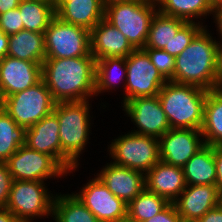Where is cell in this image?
<instances>
[{"mask_svg":"<svg viewBox=\"0 0 222 222\" xmlns=\"http://www.w3.org/2000/svg\"><path fill=\"white\" fill-rule=\"evenodd\" d=\"M95 78L96 60L91 53L42 63V79L56 103L90 100L95 96Z\"/></svg>","mask_w":222,"mask_h":222,"instance_id":"1","label":"cell"},{"mask_svg":"<svg viewBox=\"0 0 222 222\" xmlns=\"http://www.w3.org/2000/svg\"><path fill=\"white\" fill-rule=\"evenodd\" d=\"M206 28L175 57L172 82L215 90L216 51L220 41H216Z\"/></svg>","mask_w":222,"mask_h":222,"instance_id":"2","label":"cell"},{"mask_svg":"<svg viewBox=\"0 0 222 222\" xmlns=\"http://www.w3.org/2000/svg\"><path fill=\"white\" fill-rule=\"evenodd\" d=\"M89 100L55 103L53 113L59 121L61 143V167L72 173L79 166L91 133ZM90 126V127H89Z\"/></svg>","mask_w":222,"mask_h":222,"instance_id":"3","label":"cell"},{"mask_svg":"<svg viewBox=\"0 0 222 222\" xmlns=\"http://www.w3.org/2000/svg\"><path fill=\"white\" fill-rule=\"evenodd\" d=\"M207 93L197 86L167 81L158 98L170 128L201 130Z\"/></svg>","mask_w":222,"mask_h":222,"instance_id":"4","label":"cell"},{"mask_svg":"<svg viewBox=\"0 0 222 222\" xmlns=\"http://www.w3.org/2000/svg\"><path fill=\"white\" fill-rule=\"evenodd\" d=\"M158 11L151 0H118L105 4V19L117 28L135 49H144L151 21Z\"/></svg>","mask_w":222,"mask_h":222,"instance_id":"5","label":"cell"},{"mask_svg":"<svg viewBox=\"0 0 222 222\" xmlns=\"http://www.w3.org/2000/svg\"><path fill=\"white\" fill-rule=\"evenodd\" d=\"M55 101L43 79L35 85L7 96L0 101L1 108L26 129L53 112Z\"/></svg>","mask_w":222,"mask_h":222,"instance_id":"6","label":"cell"},{"mask_svg":"<svg viewBox=\"0 0 222 222\" xmlns=\"http://www.w3.org/2000/svg\"><path fill=\"white\" fill-rule=\"evenodd\" d=\"M46 187L42 181L13 180L5 208L12 212L19 222H32L35 217H52L55 194Z\"/></svg>","mask_w":222,"mask_h":222,"instance_id":"7","label":"cell"},{"mask_svg":"<svg viewBox=\"0 0 222 222\" xmlns=\"http://www.w3.org/2000/svg\"><path fill=\"white\" fill-rule=\"evenodd\" d=\"M109 156L116 165L124 166L146 174L159 158V139L128 132L111 142Z\"/></svg>","mask_w":222,"mask_h":222,"instance_id":"8","label":"cell"},{"mask_svg":"<svg viewBox=\"0 0 222 222\" xmlns=\"http://www.w3.org/2000/svg\"><path fill=\"white\" fill-rule=\"evenodd\" d=\"M46 59L83 57L91 53L90 31L56 15L44 32Z\"/></svg>","mask_w":222,"mask_h":222,"instance_id":"9","label":"cell"},{"mask_svg":"<svg viewBox=\"0 0 222 222\" xmlns=\"http://www.w3.org/2000/svg\"><path fill=\"white\" fill-rule=\"evenodd\" d=\"M127 76L122 105L134 98L157 96L167 82L144 49H135L126 57Z\"/></svg>","mask_w":222,"mask_h":222,"instance_id":"10","label":"cell"},{"mask_svg":"<svg viewBox=\"0 0 222 222\" xmlns=\"http://www.w3.org/2000/svg\"><path fill=\"white\" fill-rule=\"evenodd\" d=\"M5 163L13 180L45 182L68 174L50 155L29 149L26 145L20 146Z\"/></svg>","mask_w":222,"mask_h":222,"instance_id":"11","label":"cell"},{"mask_svg":"<svg viewBox=\"0 0 222 222\" xmlns=\"http://www.w3.org/2000/svg\"><path fill=\"white\" fill-rule=\"evenodd\" d=\"M100 222L127 220V204L117 198L96 176L75 194Z\"/></svg>","mask_w":222,"mask_h":222,"instance_id":"12","label":"cell"},{"mask_svg":"<svg viewBox=\"0 0 222 222\" xmlns=\"http://www.w3.org/2000/svg\"><path fill=\"white\" fill-rule=\"evenodd\" d=\"M122 107L137 127L132 133L153 136L159 139L170 129V124L158 95L134 98L125 102Z\"/></svg>","mask_w":222,"mask_h":222,"instance_id":"13","label":"cell"},{"mask_svg":"<svg viewBox=\"0 0 222 222\" xmlns=\"http://www.w3.org/2000/svg\"><path fill=\"white\" fill-rule=\"evenodd\" d=\"M205 145L201 130L170 128L159 138L161 161L183 167Z\"/></svg>","mask_w":222,"mask_h":222,"instance_id":"14","label":"cell"},{"mask_svg":"<svg viewBox=\"0 0 222 222\" xmlns=\"http://www.w3.org/2000/svg\"><path fill=\"white\" fill-rule=\"evenodd\" d=\"M42 79V64L5 56L0 58V101Z\"/></svg>","mask_w":222,"mask_h":222,"instance_id":"15","label":"cell"},{"mask_svg":"<svg viewBox=\"0 0 222 222\" xmlns=\"http://www.w3.org/2000/svg\"><path fill=\"white\" fill-rule=\"evenodd\" d=\"M99 172L94 176L127 205L145 189V174L141 171L110 162Z\"/></svg>","mask_w":222,"mask_h":222,"instance_id":"16","label":"cell"},{"mask_svg":"<svg viewBox=\"0 0 222 222\" xmlns=\"http://www.w3.org/2000/svg\"><path fill=\"white\" fill-rule=\"evenodd\" d=\"M221 199L216 185H186L173 204L181 219L198 220Z\"/></svg>","mask_w":222,"mask_h":222,"instance_id":"17","label":"cell"},{"mask_svg":"<svg viewBox=\"0 0 222 222\" xmlns=\"http://www.w3.org/2000/svg\"><path fill=\"white\" fill-rule=\"evenodd\" d=\"M91 54L95 60L102 58H126L135 48L127 38L105 18L91 31Z\"/></svg>","mask_w":222,"mask_h":222,"instance_id":"18","label":"cell"},{"mask_svg":"<svg viewBox=\"0 0 222 222\" xmlns=\"http://www.w3.org/2000/svg\"><path fill=\"white\" fill-rule=\"evenodd\" d=\"M145 188L173 203L186 188L183 168L160 160L145 174Z\"/></svg>","mask_w":222,"mask_h":222,"instance_id":"19","label":"cell"},{"mask_svg":"<svg viewBox=\"0 0 222 222\" xmlns=\"http://www.w3.org/2000/svg\"><path fill=\"white\" fill-rule=\"evenodd\" d=\"M59 121L52 112L26 129L25 145L29 149L50 155L61 166Z\"/></svg>","mask_w":222,"mask_h":222,"instance_id":"20","label":"cell"},{"mask_svg":"<svg viewBox=\"0 0 222 222\" xmlns=\"http://www.w3.org/2000/svg\"><path fill=\"white\" fill-rule=\"evenodd\" d=\"M56 16L91 31L105 18V3L102 0H70L56 12Z\"/></svg>","mask_w":222,"mask_h":222,"instance_id":"21","label":"cell"},{"mask_svg":"<svg viewBox=\"0 0 222 222\" xmlns=\"http://www.w3.org/2000/svg\"><path fill=\"white\" fill-rule=\"evenodd\" d=\"M7 56L42 64L46 59L45 34L23 29L9 35Z\"/></svg>","mask_w":222,"mask_h":222,"instance_id":"22","label":"cell"},{"mask_svg":"<svg viewBox=\"0 0 222 222\" xmlns=\"http://www.w3.org/2000/svg\"><path fill=\"white\" fill-rule=\"evenodd\" d=\"M182 168L186 185H216L214 146L205 144Z\"/></svg>","mask_w":222,"mask_h":222,"instance_id":"23","label":"cell"},{"mask_svg":"<svg viewBox=\"0 0 222 222\" xmlns=\"http://www.w3.org/2000/svg\"><path fill=\"white\" fill-rule=\"evenodd\" d=\"M186 23L183 19L157 11L151 21L144 48L164 50L171 55V41Z\"/></svg>","mask_w":222,"mask_h":222,"instance_id":"24","label":"cell"},{"mask_svg":"<svg viewBox=\"0 0 222 222\" xmlns=\"http://www.w3.org/2000/svg\"><path fill=\"white\" fill-rule=\"evenodd\" d=\"M201 133L206 145L222 146V92L220 90H210L207 93Z\"/></svg>","mask_w":222,"mask_h":222,"instance_id":"25","label":"cell"},{"mask_svg":"<svg viewBox=\"0 0 222 222\" xmlns=\"http://www.w3.org/2000/svg\"><path fill=\"white\" fill-rule=\"evenodd\" d=\"M52 217L55 222H100L75 193L55 195Z\"/></svg>","mask_w":222,"mask_h":222,"instance_id":"26","label":"cell"},{"mask_svg":"<svg viewBox=\"0 0 222 222\" xmlns=\"http://www.w3.org/2000/svg\"><path fill=\"white\" fill-rule=\"evenodd\" d=\"M18 8L25 30L44 33L56 15L51 0H21Z\"/></svg>","mask_w":222,"mask_h":222,"instance_id":"27","label":"cell"},{"mask_svg":"<svg viewBox=\"0 0 222 222\" xmlns=\"http://www.w3.org/2000/svg\"><path fill=\"white\" fill-rule=\"evenodd\" d=\"M117 73L118 75H116ZM126 76V58L115 57L96 60L95 96L105 91L109 92L110 89L113 90L115 86L119 85V82L121 84L124 79L126 81Z\"/></svg>","mask_w":222,"mask_h":222,"instance_id":"28","label":"cell"},{"mask_svg":"<svg viewBox=\"0 0 222 222\" xmlns=\"http://www.w3.org/2000/svg\"><path fill=\"white\" fill-rule=\"evenodd\" d=\"M156 2L160 13L187 22H195V18L205 19L213 11L206 0H157Z\"/></svg>","mask_w":222,"mask_h":222,"instance_id":"29","label":"cell"},{"mask_svg":"<svg viewBox=\"0 0 222 222\" xmlns=\"http://www.w3.org/2000/svg\"><path fill=\"white\" fill-rule=\"evenodd\" d=\"M26 128L19 126L0 106V162L5 163L25 145Z\"/></svg>","mask_w":222,"mask_h":222,"instance_id":"30","label":"cell"},{"mask_svg":"<svg viewBox=\"0 0 222 222\" xmlns=\"http://www.w3.org/2000/svg\"><path fill=\"white\" fill-rule=\"evenodd\" d=\"M169 202L146 188L127 205L129 222H144L161 212Z\"/></svg>","mask_w":222,"mask_h":222,"instance_id":"31","label":"cell"},{"mask_svg":"<svg viewBox=\"0 0 222 222\" xmlns=\"http://www.w3.org/2000/svg\"><path fill=\"white\" fill-rule=\"evenodd\" d=\"M204 27L202 21L187 22L171 41V56L176 57L183 52Z\"/></svg>","mask_w":222,"mask_h":222,"instance_id":"32","label":"cell"},{"mask_svg":"<svg viewBox=\"0 0 222 222\" xmlns=\"http://www.w3.org/2000/svg\"><path fill=\"white\" fill-rule=\"evenodd\" d=\"M151 62L166 81H172L175 70V57L164 50L144 48Z\"/></svg>","mask_w":222,"mask_h":222,"instance_id":"33","label":"cell"},{"mask_svg":"<svg viewBox=\"0 0 222 222\" xmlns=\"http://www.w3.org/2000/svg\"><path fill=\"white\" fill-rule=\"evenodd\" d=\"M0 28L7 35L18 33L24 29L19 8L9 10L0 15Z\"/></svg>","mask_w":222,"mask_h":222,"instance_id":"34","label":"cell"},{"mask_svg":"<svg viewBox=\"0 0 222 222\" xmlns=\"http://www.w3.org/2000/svg\"><path fill=\"white\" fill-rule=\"evenodd\" d=\"M12 181L13 179L6 163L0 162V208L7 205Z\"/></svg>","mask_w":222,"mask_h":222,"instance_id":"35","label":"cell"},{"mask_svg":"<svg viewBox=\"0 0 222 222\" xmlns=\"http://www.w3.org/2000/svg\"><path fill=\"white\" fill-rule=\"evenodd\" d=\"M181 218L173 203H169L161 212L144 222H180Z\"/></svg>","mask_w":222,"mask_h":222,"instance_id":"36","label":"cell"},{"mask_svg":"<svg viewBox=\"0 0 222 222\" xmlns=\"http://www.w3.org/2000/svg\"><path fill=\"white\" fill-rule=\"evenodd\" d=\"M214 158L216 164V186L222 197V146H214Z\"/></svg>","mask_w":222,"mask_h":222,"instance_id":"37","label":"cell"},{"mask_svg":"<svg viewBox=\"0 0 222 222\" xmlns=\"http://www.w3.org/2000/svg\"><path fill=\"white\" fill-rule=\"evenodd\" d=\"M222 88V43L219 42L216 51L215 90Z\"/></svg>","mask_w":222,"mask_h":222,"instance_id":"38","label":"cell"},{"mask_svg":"<svg viewBox=\"0 0 222 222\" xmlns=\"http://www.w3.org/2000/svg\"><path fill=\"white\" fill-rule=\"evenodd\" d=\"M197 222H222V202L210 209Z\"/></svg>","mask_w":222,"mask_h":222,"instance_id":"39","label":"cell"},{"mask_svg":"<svg viewBox=\"0 0 222 222\" xmlns=\"http://www.w3.org/2000/svg\"><path fill=\"white\" fill-rule=\"evenodd\" d=\"M212 15H213V19L215 18V21H214L216 23L215 26H217V31L222 40V5L213 8Z\"/></svg>","mask_w":222,"mask_h":222,"instance_id":"40","label":"cell"},{"mask_svg":"<svg viewBox=\"0 0 222 222\" xmlns=\"http://www.w3.org/2000/svg\"><path fill=\"white\" fill-rule=\"evenodd\" d=\"M20 1L21 0H0V15L18 8Z\"/></svg>","mask_w":222,"mask_h":222,"instance_id":"41","label":"cell"},{"mask_svg":"<svg viewBox=\"0 0 222 222\" xmlns=\"http://www.w3.org/2000/svg\"><path fill=\"white\" fill-rule=\"evenodd\" d=\"M9 35L0 28V58L7 56Z\"/></svg>","mask_w":222,"mask_h":222,"instance_id":"42","label":"cell"},{"mask_svg":"<svg viewBox=\"0 0 222 222\" xmlns=\"http://www.w3.org/2000/svg\"><path fill=\"white\" fill-rule=\"evenodd\" d=\"M0 222H19L15 215L7 208H0Z\"/></svg>","mask_w":222,"mask_h":222,"instance_id":"43","label":"cell"},{"mask_svg":"<svg viewBox=\"0 0 222 222\" xmlns=\"http://www.w3.org/2000/svg\"><path fill=\"white\" fill-rule=\"evenodd\" d=\"M70 0H51L55 13Z\"/></svg>","mask_w":222,"mask_h":222,"instance_id":"44","label":"cell"},{"mask_svg":"<svg viewBox=\"0 0 222 222\" xmlns=\"http://www.w3.org/2000/svg\"><path fill=\"white\" fill-rule=\"evenodd\" d=\"M208 2V4L212 7H218L222 5V0H206Z\"/></svg>","mask_w":222,"mask_h":222,"instance_id":"45","label":"cell"},{"mask_svg":"<svg viewBox=\"0 0 222 222\" xmlns=\"http://www.w3.org/2000/svg\"><path fill=\"white\" fill-rule=\"evenodd\" d=\"M180 222H197V220H185V219H181Z\"/></svg>","mask_w":222,"mask_h":222,"instance_id":"46","label":"cell"},{"mask_svg":"<svg viewBox=\"0 0 222 222\" xmlns=\"http://www.w3.org/2000/svg\"><path fill=\"white\" fill-rule=\"evenodd\" d=\"M105 4H107L108 2H112V1H118V0H102Z\"/></svg>","mask_w":222,"mask_h":222,"instance_id":"47","label":"cell"}]
</instances>
